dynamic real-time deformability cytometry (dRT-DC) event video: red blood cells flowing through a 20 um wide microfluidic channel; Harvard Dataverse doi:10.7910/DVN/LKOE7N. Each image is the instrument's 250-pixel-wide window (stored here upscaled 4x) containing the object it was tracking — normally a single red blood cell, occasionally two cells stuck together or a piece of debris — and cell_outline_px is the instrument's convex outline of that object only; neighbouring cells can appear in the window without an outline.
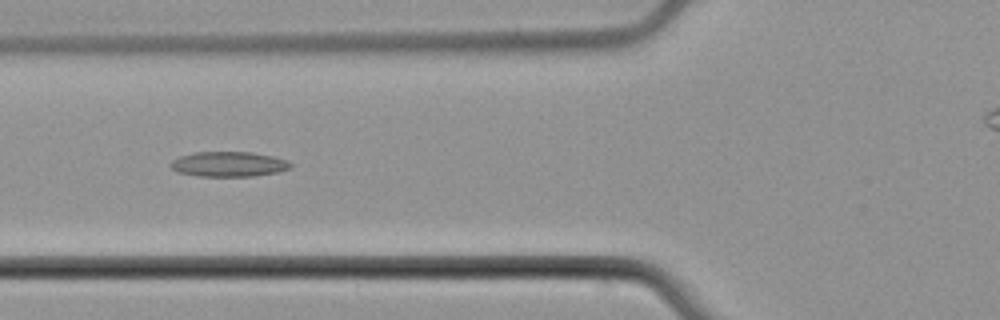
{"species": "common noctule bat (a hibernating species)", "species_latin": "Nyctalus noctula", "temperature_condition": "cold", "stored_images_in_passage": 5, "segment_of_instrument_passage": [1, 2], "camera_frame_rate_fps": 3000, "um_per_image_px": 0.085, "animal": {"sex": "male", "body_mass_g": 21.5, "forearm_length_mm": 52.0}, "frame": {"image": 1, "passage_image": 3, "time_ms": 2.333, "image_size_px": [1000, 320], "cell_outline_px": [[292, 168], [276, 172], [252, 176], [200, 176], [176, 172], [168, 164], [172, 160], [180, 156], [192, 152], [252, 152], [272, 156], [288, 160], [292, 164]], "centroid_in_image_um": [19.42, 13.95], "position_along_channel_um": 106.4, "area_um2": 17.57}}
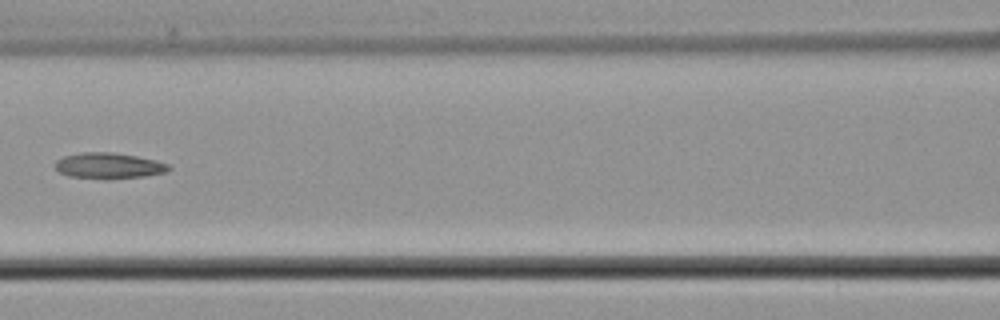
{"frame": {"image": 2, "passage_image": 4, "time_ms": 3.667, "image_size_px": [1000, 320], "cell_outline_px": [[172, 168], [168, 172], [144, 176], [108, 180], [104, 180], [68, 176], [60, 172], [56, 168], [56, 160], [64, 156], [80, 152], [112, 152], [136, 156], [156, 160], [168, 164]], "centroid_in_image_um": [9.26, 14.1], "position_along_channel_um": 157.3, "area_um2": 17.4}}